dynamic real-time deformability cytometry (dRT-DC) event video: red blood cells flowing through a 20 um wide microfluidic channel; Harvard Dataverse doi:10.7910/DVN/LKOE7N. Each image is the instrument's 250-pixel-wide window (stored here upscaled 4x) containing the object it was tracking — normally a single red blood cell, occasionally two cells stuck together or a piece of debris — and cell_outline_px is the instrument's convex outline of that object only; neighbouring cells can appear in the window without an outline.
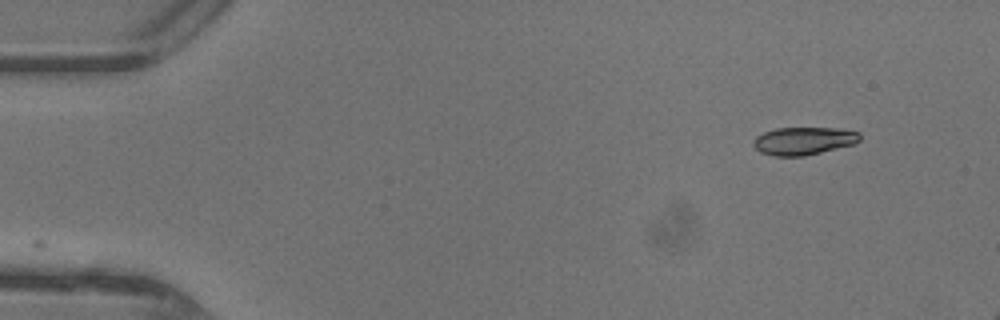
{"species": "common noctule bat (a hibernating species)", "species_latin": "Nyctalus noctula", "temperature_condition": "warm", "stored_images_in_passage": 10, "camera_frame_rate_fps": 3000, "um_per_image_px": 0.085, "animal": {"sex": "female"}, "frame": {"image": 1, "passage_image": 1, "time_ms": 0.0, "image_size_px": [1000, 320], "cell_outline_px": [[860, 140], [852, 144], [804, 156], [772, 156], [760, 152], [752, 144], [752, 140], [756, 136], [764, 132], [776, 128], [836, 128], [860, 132]], "centroid_in_image_um": [68.26, 11.97], "position_along_channel_um": 16.7, "area_um2": 17.17}}